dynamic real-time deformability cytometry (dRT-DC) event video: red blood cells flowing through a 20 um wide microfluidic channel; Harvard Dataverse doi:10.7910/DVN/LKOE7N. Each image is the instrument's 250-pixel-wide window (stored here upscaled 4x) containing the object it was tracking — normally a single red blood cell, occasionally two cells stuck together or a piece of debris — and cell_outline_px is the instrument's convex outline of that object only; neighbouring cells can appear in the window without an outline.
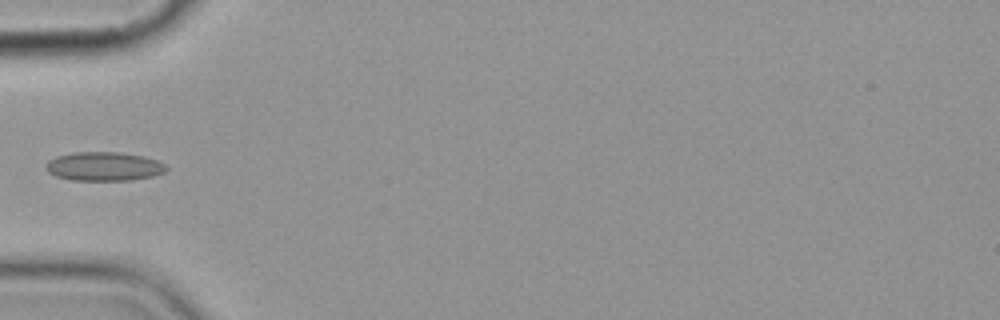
{"species": "common noctule bat (a hibernating species)", "species_latin": "Nyctalus noctula", "temperature_condition": "cold", "stored_images_in_passage": 8, "camera_frame_rate_fps": 3000, "um_per_image_px": 0.085, "animal": {"sex": "female", "body_mass_g": 19.9}, "frame": {"image": 1, "passage_image": 5, "time_ms": 5.667, "image_size_px": [1000, 320], "cell_outline_px": [[168, 168], [164, 172], [152, 176], [132, 180], [72, 180], [56, 176], [48, 172], [44, 168], [44, 164], [48, 160], [56, 156], [72, 152], [120, 152], [144, 156], [156, 160], [164, 164]], "centroid_in_image_um": [8.79, 14.14], "position_along_channel_um": 76.2, "area_um2": 20.4}}
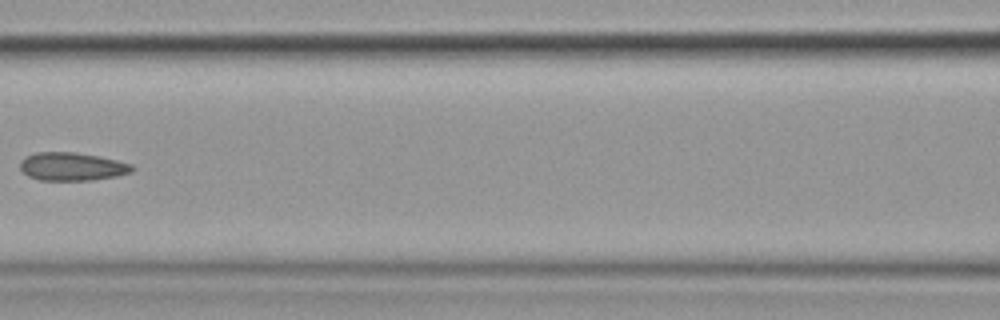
{"frame": {"image": 2, "passage_image": 7, "time_ms": 8.0, "image_size_px": [1000, 320], "cell_outline_px": [[136, 168], [132, 172], [116, 176], [92, 180], [40, 180], [28, 176], [20, 168], [20, 160], [24, 156], [36, 152], [76, 152], [100, 156], [132, 164]], "centroid_in_image_um": [6.12, 14.15], "position_along_channel_um": 160.5, "area_um2": 18.55}}
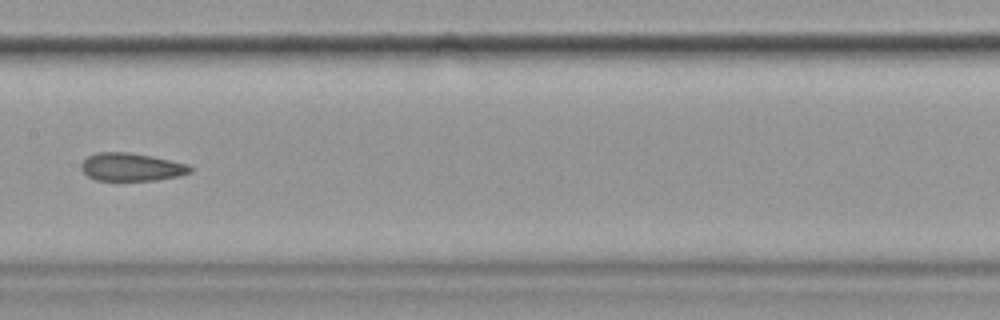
{"frame": {"image": 3, "passage_image": 8, "time_ms": 9.0, "image_size_px": [1000, 320], "cell_outline_px": [[192, 172], [180, 176], [156, 180], [96, 180], [88, 176], [80, 168], [80, 164], [88, 156], [96, 152], [128, 152], [152, 156], [188, 164], [192, 168]], "centroid_in_image_um": [11.17, 14.19], "position_along_channel_um": 196.2, "area_um2": 17.8}}